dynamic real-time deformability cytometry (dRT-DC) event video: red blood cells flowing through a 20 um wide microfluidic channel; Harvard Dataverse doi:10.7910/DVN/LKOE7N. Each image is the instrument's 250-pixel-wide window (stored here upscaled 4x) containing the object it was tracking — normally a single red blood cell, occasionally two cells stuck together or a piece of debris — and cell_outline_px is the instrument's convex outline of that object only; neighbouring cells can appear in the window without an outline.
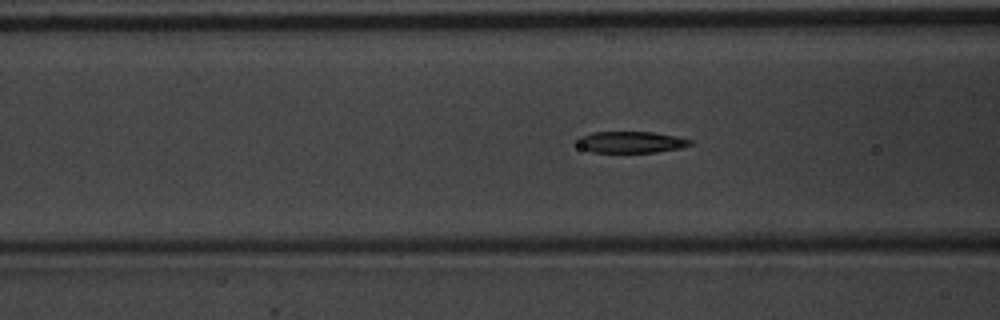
{"species": "common noctule bat (a hibernating species)", "species_latin": "Nyctalus noctula", "temperature_condition": "warm", "stored_images_in_passage": 56, "camera_frame_rate_fps": 3000, "um_per_image_px": 0.085, "animal": {"sex": "male", "body_mass_g": 20.1, "forearm_length_mm": 53.5}, "frame": {"image": 1, "passage_image": 22, "time_ms": 7.0, "image_size_px": [1000, 320], "cell_outline_px": [[692, 144], [680, 148], [656, 152], [592, 152], [580, 148], [576, 144], [576, 140], [580, 136], [592, 132], [652, 132], [676, 136], [692, 140]], "centroid_in_image_um": [53.58, 12.08], "position_along_channel_um": 113.0, "area_um2": 14.16}}
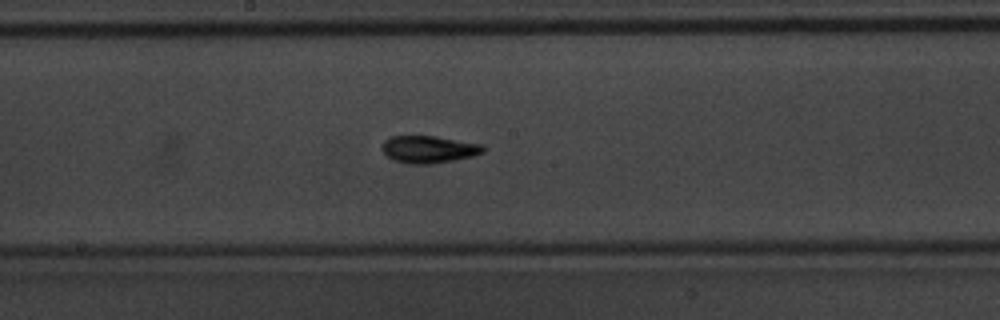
{"frame": {"image": 2, "passage_image": 30, "time_ms": 9.667, "image_size_px": [1000, 320], "cell_outline_px": [[484, 152], [472, 156], [432, 164], [408, 164], [392, 160], [380, 148], [384, 140], [392, 136], [436, 136], [484, 144]], "centroid_in_image_um": [36.43, 12.69], "position_along_channel_um": 211.8, "area_um2": 16.18}}
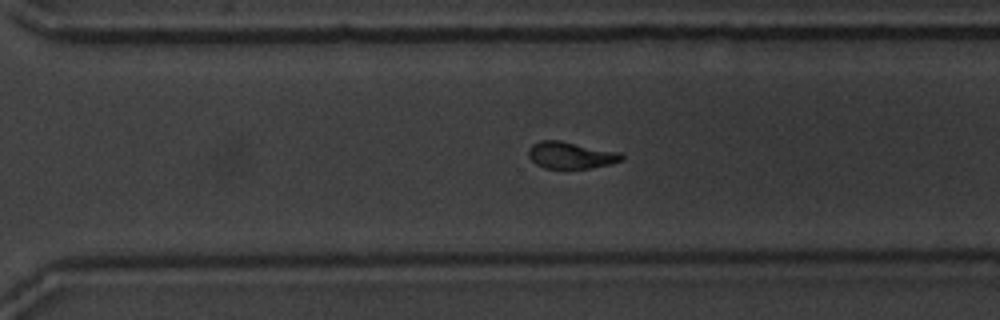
{"frame": {"image": 3, "passage_image": 39, "time_ms": 12.667, "image_size_px": [1000, 320], "cell_outline_px": [[624, 160], [592, 168], [544, 168], [536, 164], [528, 156], [528, 148], [532, 144], [540, 140], [560, 140], [620, 152], [624, 156]], "centroid_in_image_um": [48.51, 13.18], "position_along_channel_um": 322.1, "area_um2": 14.62}, "authors_computed_cell_mechanics": {"area_um2": 15.2014, "velocity_mm_per_s": 3.6974, "shape_relaxation_time_tau1_ms": 3.3542, "shape_relaxation_time_tau2_ms": 1.6056, "deformation_change_tau1": 0.1551, "deformation_change_tau2": 0.0853}}